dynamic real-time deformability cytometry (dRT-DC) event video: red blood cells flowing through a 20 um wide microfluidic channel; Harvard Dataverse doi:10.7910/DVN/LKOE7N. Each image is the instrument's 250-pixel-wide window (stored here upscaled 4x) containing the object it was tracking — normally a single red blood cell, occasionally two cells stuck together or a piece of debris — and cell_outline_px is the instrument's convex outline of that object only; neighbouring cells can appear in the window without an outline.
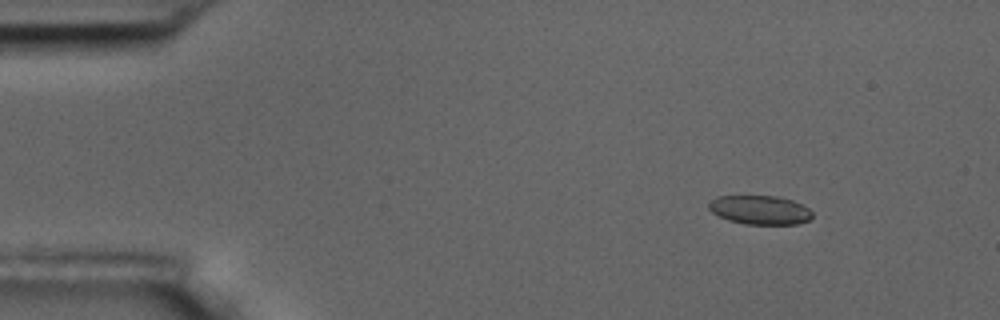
{"species": "common noctule bat (a hibernating species)", "species_latin": "Nyctalus noctula", "temperature_condition": "room temperature", "stored_images_in_passage": 56, "camera_frame_rate_fps": 3000, "um_per_image_px": 0.085, "animal": {"sex": "male", "body_mass_g": 17.5, "forearm_length_mm": 52.3}, "frame": {"image": 1, "passage_image": 7, "time_ms": 2.0, "image_size_px": [1000, 320], "cell_outline_px": [[812, 216], [808, 220], [796, 224], [744, 224], [728, 220], [712, 212], [708, 208], [708, 204], [716, 196], [780, 196], [792, 200], [808, 208], [812, 212]], "centroid_in_image_um": [64.58, 17.84], "position_along_channel_um": 20.4, "area_um2": 17.4}}
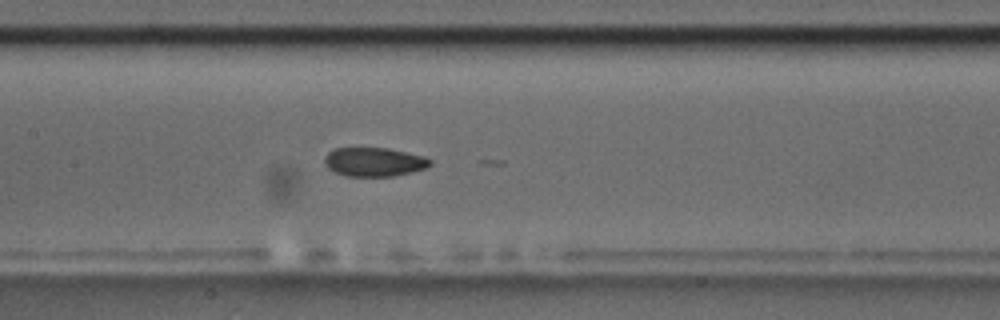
{"frame": {"image": 2, "passage_image": 27, "time_ms": 8.667, "image_size_px": [1000, 320], "cell_outline_px": [[432, 164], [424, 168], [412, 172], [392, 176], [344, 176], [328, 168], [324, 164], [324, 156], [328, 152], [336, 148], [388, 148], [424, 156], [432, 160]], "centroid_in_image_um": [31.78, 13.76], "position_along_channel_um": 175.6, "area_um2": 17.8}}
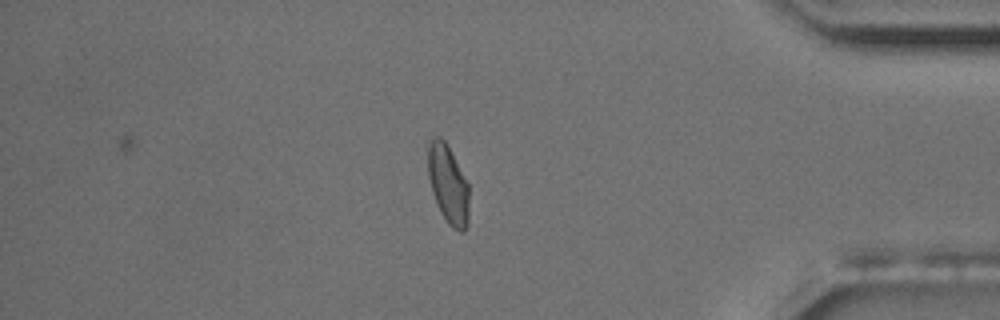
{"frame": {"image": 3, "passage_image": 48, "time_ms": 15.667, "image_size_px": [1000, 320], "cell_outline_px": [[468, 224], [464, 232], [460, 232], [452, 228], [448, 224], [440, 212], [432, 192], [428, 176], [428, 136], [440, 136], [444, 140], [468, 184]], "centroid_in_image_um": [38.06, 15.67], "position_along_channel_um": 397.1, "area_um2": 18.84}, "authors_computed_cell_mechanics": {"area_um2": 18.5827, "velocity_mm_per_s": 3.6257, "shape_relaxation_time_tau1_ms": null, "shape_relaxation_time_tau2_ms": 2.4569, "deformation_change_tau1": null, "deformation_change_tau2": 0.0628}}